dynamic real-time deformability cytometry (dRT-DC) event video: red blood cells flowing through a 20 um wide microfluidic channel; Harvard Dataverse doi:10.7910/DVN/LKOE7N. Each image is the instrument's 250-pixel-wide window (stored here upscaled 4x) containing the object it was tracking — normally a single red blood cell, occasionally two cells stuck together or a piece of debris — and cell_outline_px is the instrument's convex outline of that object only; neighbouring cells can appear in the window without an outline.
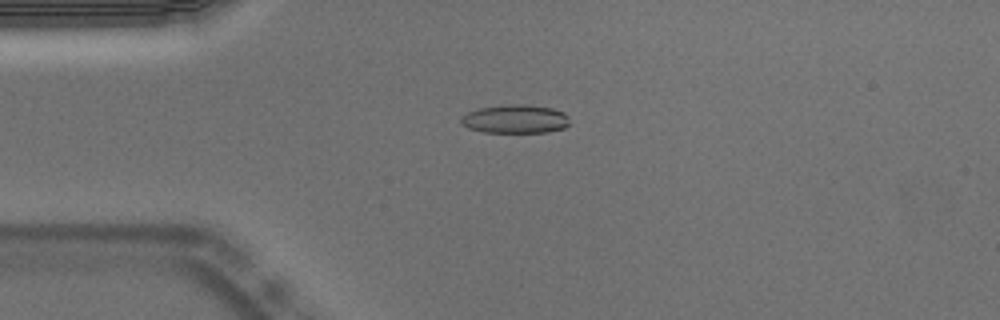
{"species": "Egyptian fruit bat (a non-hibernating species)", "species_latin": "Rousettus aegyptiacus", "temperature_condition": "warm", "stored_images_in_passage": 53, "camera_frame_rate_fps": 3000, "um_per_image_px": 0.085, "animal": {"sex": "male"}, "frame": {"image": 1, "passage_image": 13, "time_ms": 4.0, "image_size_px": [1000, 320], "cell_outline_px": [[568, 124], [564, 128], [548, 132], [484, 132], [468, 128], [460, 124], [460, 116], [468, 112], [480, 108], [512, 104], [528, 104], [552, 108], [564, 112], [568, 116]], "centroid_in_image_um": [43.78, 10.11], "position_along_channel_um": 41.2, "area_um2": 18.15}}
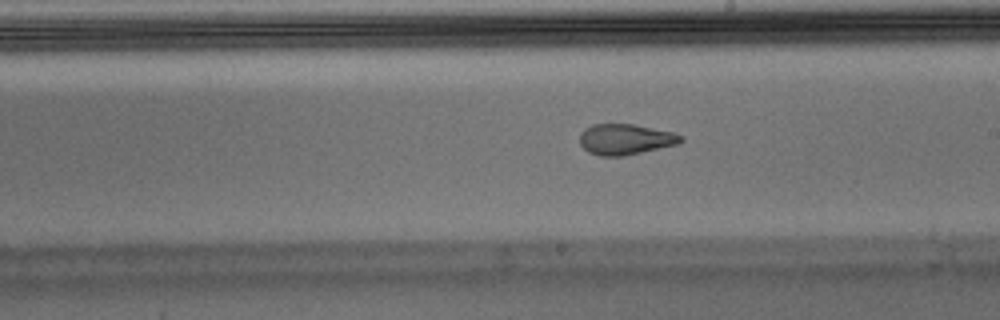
{"frame": {"image": 2, "passage_image": 30, "time_ms": 9.667, "image_size_px": [1000, 320], "cell_outline_px": [[684, 140], [680, 144], [624, 156], [600, 156], [588, 152], [580, 144], [580, 132], [584, 128], [592, 124], [636, 124], [672, 132], [684, 136]], "centroid_in_image_um": [53.18, 11.84], "position_along_channel_um": 235.8, "area_um2": 18.38}}
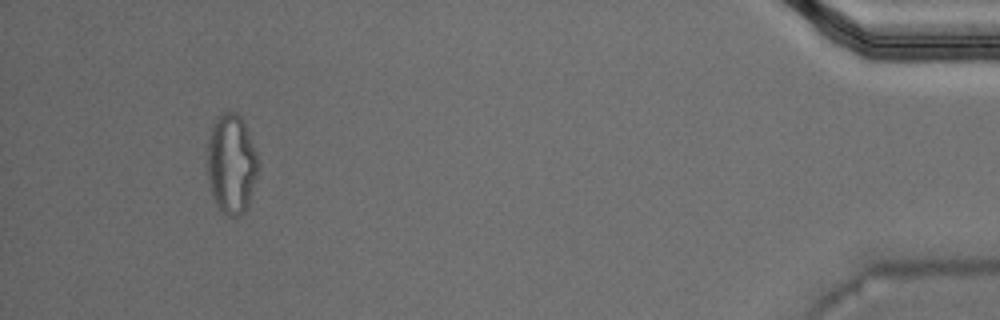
{"frame": {"image": 3, "passage_image": 50, "time_ms": 16.333, "image_size_px": [1000, 320], "cell_outline_px": [[260, 164], [248, 204], [244, 212], [240, 216], [228, 216], [216, 204], [212, 196], [208, 180], [208, 140], [216, 116], [220, 112], [236, 112], [240, 116], [244, 124], [256, 152]], "centroid_in_image_um": [19.67, 13.93], "position_along_channel_um": 415.5, "area_um2": 29.36}, "authors_computed_cell_mechanics": {"area_um2": 18.5538, "velocity_mm_per_s": 3.7733, "shape_relaxation_time_tau1_ms": null, "shape_relaxation_time_tau2_ms": 1.7179, "deformation_change_tau1": null, "deformation_change_tau2": 0.0848}}